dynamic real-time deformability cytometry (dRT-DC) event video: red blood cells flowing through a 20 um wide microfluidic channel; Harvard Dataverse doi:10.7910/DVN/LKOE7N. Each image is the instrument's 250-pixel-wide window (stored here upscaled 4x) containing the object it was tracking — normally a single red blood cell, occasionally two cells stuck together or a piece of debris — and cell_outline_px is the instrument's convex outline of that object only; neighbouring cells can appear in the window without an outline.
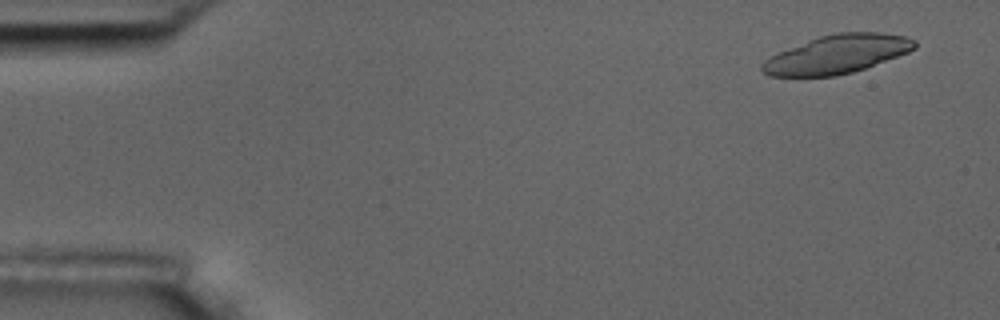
{"species": "common noctule bat (a hibernating species)", "species_latin": "Nyctalus noctula", "temperature_condition": "room temperature", "stored_images_in_passage": 21, "camera_frame_rate_fps": 3000, "um_per_image_px": 0.085, "animal": {"sex": "male", "body_mass_g": 17.5, "forearm_length_mm": 52.3}, "frame": {"image": 1, "passage_image": 3, "time_ms": 0.667, "image_size_px": [1000, 320], "cell_outline_px": [[916, 48], [908, 52], [864, 68], [852, 72], [836, 76], [768, 76], [760, 68], [760, 64], [764, 60], [780, 52], [820, 36], [836, 32], [880, 32], [904, 36], [916, 40]], "centroid_in_image_um": [71.16, 4.61], "position_along_channel_um": 13.8, "area_um2": 33.81}}